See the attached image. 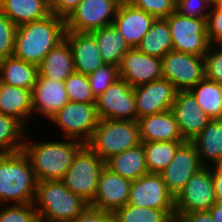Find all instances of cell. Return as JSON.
Wrapping results in <instances>:
<instances>
[{"instance_id":"6da1fadb","label":"cell","mask_w":222,"mask_h":222,"mask_svg":"<svg viewBox=\"0 0 222 222\" xmlns=\"http://www.w3.org/2000/svg\"><path fill=\"white\" fill-rule=\"evenodd\" d=\"M66 24L55 14L17 26L13 55L39 65L44 57L64 40Z\"/></svg>"},{"instance_id":"7a4b0ae2","label":"cell","mask_w":222,"mask_h":222,"mask_svg":"<svg viewBox=\"0 0 222 222\" xmlns=\"http://www.w3.org/2000/svg\"><path fill=\"white\" fill-rule=\"evenodd\" d=\"M27 137L26 135L22 150L27 155L38 181L61 180L71 166L74 156L85 145L76 139L32 143Z\"/></svg>"},{"instance_id":"3957f363","label":"cell","mask_w":222,"mask_h":222,"mask_svg":"<svg viewBox=\"0 0 222 222\" xmlns=\"http://www.w3.org/2000/svg\"><path fill=\"white\" fill-rule=\"evenodd\" d=\"M37 178L23 150L0 154V206L13 201L16 204H33Z\"/></svg>"},{"instance_id":"277c9868","label":"cell","mask_w":222,"mask_h":222,"mask_svg":"<svg viewBox=\"0 0 222 222\" xmlns=\"http://www.w3.org/2000/svg\"><path fill=\"white\" fill-rule=\"evenodd\" d=\"M33 204L43 222H71L88 205L69 191L61 180L38 181Z\"/></svg>"},{"instance_id":"5b68a950","label":"cell","mask_w":222,"mask_h":222,"mask_svg":"<svg viewBox=\"0 0 222 222\" xmlns=\"http://www.w3.org/2000/svg\"><path fill=\"white\" fill-rule=\"evenodd\" d=\"M138 121L99 119L86 145L104 161L140 144Z\"/></svg>"},{"instance_id":"8992f818","label":"cell","mask_w":222,"mask_h":222,"mask_svg":"<svg viewBox=\"0 0 222 222\" xmlns=\"http://www.w3.org/2000/svg\"><path fill=\"white\" fill-rule=\"evenodd\" d=\"M105 161L86 144L74 156L71 166L61 179L66 188L90 204Z\"/></svg>"},{"instance_id":"52a82bcc","label":"cell","mask_w":222,"mask_h":222,"mask_svg":"<svg viewBox=\"0 0 222 222\" xmlns=\"http://www.w3.org/2000/svg\"><path fill=\"white\" fill-rule=\"evenodd\" d=\"M166 19L174 51L205 56L210 47L207 18L182 16L175 11Z\"/></svg>"},{"instance_id":"ba28073f","label":"cell","mask_w":222,"mask_h":222,"mask_svg":"<svg viewBox=\"0 0 222 222\" xmlns=\"http://www.w3.org/2000/svg\"><path fill=\"white\" fill-rule=\"evenodd\" d=\"M50 120L63 130L66 135L63 137L67 140L76 139L86 144L97 127L99 117L96 104L68 101Z\"/></svg>"},{"instance_id":"9c48e42d","label":"cell","mask_w":222,"mask_h":222,"mask_svg":"<svg viewBox=\"0 0 222 222\" xmlns=\"http://www.w3.org/2000/svg\"><path fill=\"white\" fill-rule=\"evenodd\" d=\"M163 78L169 80L178 91H187L205 78L203 56L169 51L162 59Z\"/></svg>"},{"instance_id":"30bf717a","label":"cell","mask_w":222,"mask_h":222,"mask_svg":"<svg viewBox=\"0 0 222 222\" xmlns=\"http://www.w3.org/2000/svg\"><path fill=\"white\" fill-rule=\"evenodd\" d=\"M216 204L210 166H203L192 175L175 197V213L209 211Z\"/></svg>"},{"instance_id":"8fae6325","label":"cell","mask_w":222,"mask_h":222,"mask_svg":"<svg viewBox=\"0 0 222 222\" xmlns=\"http://www.w3.org/2000/svg\"><path fill=\"white\" fill-rule=\"evenodd\" d=\"M121 1L82 0L65 20L66 31L91 32L111 25Z\"/></svg>"},{"instance_id":"7c38bea8","label":"cell","mask_w":222,"mask_h":222,"mask_svg":"<svg viewBox=\"0 0 222 222\" xmlns=\"http://www.w3.org/2000/svg\"><path fill=\"white\" fill-rule=\"evenodd\" d=\"M96 110L99 119L137 121L133 87L126 80L119 78L96 99Z\"/></svg>"},{"instance_id":"4fadbf2b","label":"cell","mask_w":222,"mask_h":222,"mask_svg":"<svg viewBox=\"0 0 222 222\" xmlns=\"http://www.w3.org/2000/svg\"><path fill=\"white\" fill-rule=\"evenodd\" d=\"M128 203L137 207L175 210V198L161 174L156 173H147L132 181Z\"/></svg>"},{"instance_id":"5bb4252c","label":"cell","mask_w":222,"mask_h":222,"mask_svg":"<svg viewBox=\"0 0 222 222\" xmlns=\"http://www.w3.org/2000/svg\"><path fill=\"white\" fill-rule=\"evenodd\" d=\"M133 91L138 120L146 115L171 110L178 90L169 80L160 78L148 84L136 86Z\"/></svg>"},{"instance_id":"9a60e30c","label":"cell","mask_w":222,"mask_h":222,"mask_svg":"<svg viewBox=\"0 0 222 222\" xmlns=\"http://www.w3.org/2000/svg\"><path fill=\"white\" fill-rule=\"evenodd\" d=\"M202 167L195 145L185 141L178 147L172 162L160 174L175 198L192 175Z\"/></svg>"},{"instance_id":"2e32d148","label":"cell","mask_w":222,"mask_h":222,"mask_svg":"<svg viewBox=\"0 0 222 222\" xmlns=\"http://www.w3.org/2000/svg\"><path fill=\"white\" fill-rule=\"evenodd\" d=\"M120 78L133 88L163 78L161 58L150 56L137 48L129 49L119 65Z\"/></svg>"},{"instance_id":"e0dca14e","label":"cell","mask_w":222,"mask_h":222,"mask_svg":"<svg viewBox=\"0 0 222 222\" xmlns=\"http://www.w3.org/2000/svg\"><path fill=\"white\" fill-rule=\"evenodd\" d=\"M131 184V180L121 177L105 166L99 176L94 198L89 205L114 212L128 203Z\"/></svg>"},{"instance_id":"ac0fdd59","label":"cell","mask_w":222,"mask_h":222,"mask_svg":"<svg viewBox=\"0 0 222 222\" xmlns=\"http://www.w3.org/2000/svg\"><path fill=\"white\" fill-rule=\"evenodd\" d=\"M171 111L185 141H192L211 120L189 90L177 91Z\"/></svg>"},{"instance_id":"d6986e66","label":"cell","mask_w":222,"mask_h":222,"mask_svg":"<svg viewBox=\"0 0 222 222\" xmlns=\"http://www.w3.org/2000/svg\"><path fill=\"white\" fill-rule=\"evenodd\" d=\"M156 18L122 0L112 25L122 34L129 49L136 48Z\"/></svg>"},{"instance_id":"ffe728a7","label":"cell","mask_w":222,"mask_h":222,"mask_svg":"<svg viewBox=\"0 0 222 222\" xmlns=\"http://www.w3.org/2000/svg\"><path fill=\"white\" fill-rule=\"evenodd\" d=\"M68 101L65 83L63 81L37 76L35 85L32 89L33 113H40V115L49 120Z\"/></svg>"},{"instance_id":"44dd1931","label":"cell","mask_w":222,"mask_h":222,"mask_svg":"<svg viewBox=\"0 0 222 222\" xmlns=\"http://www.w3.org/2000/svg\"><path fill=\"white\" fill-rule=\"evenodd\" d=\"M64 39L72 50L76 72L88 76L104 64L96 40L90 32L66 31Z\"/></svg>"},{"instance_id":"7402d4cb","label":"cell","mask_w":222,"mask_h":222,"mask_svg":"<svg viewBox=\"0 0 222 222\" xmlns=\"http://www.w3.org/2000/svg\"><path fill=\"white\" fill-rule=\"evenodd\" d=\"M137 121L141 142L185 141L171 110L159 114L146 115Z\"/></svg>"},{"instance_id":"603a6c76","label":"cell","mask_w":222,"mask_h":222,"mask_svg":"<svg viewBox=\"0 0 222 222\" xmlns=\"http://www.w3.org/2000/svg\"><path fill=\"white\" fill-rule=\"evenodd\" d=\"M191 142L202 166L222 164V119L210 120Z\"/></svg>"},{"instance_id":"cb8c5ba5","label":"cell","mask_w":222,"mask_h":222,"mask_svg":"<svg viewBox=\"0 0 222 222\" xmlns=\"http://www.w3.org/2000/svg\"><path fill=\"white\" fill-rule=\"evenodd\" d=\"M74 62L69 43L64 39L38 65V76L65 81L73 72Z\"/></svg>"},{"instance_id":"d4e9b609","label":"cell","mask_w":222,"mask_h":222,"mask_svg":"<svg viewBox=\"0 0 222 222\" xmlns=\"http://www.w3.org/2000/svg\"><path fill=\"white\" fill-rule=\"evenodd\" d=\"M0 113L18 119L24 126L33 114L32 90L0 83Z\"/></svg>"},{"instance_id":"484cf974","label":"cell","mask_w":222,"mask_h":222,"mask_svg":"<svg viewBox=\"0 0 222 222\" xmlns=\"http://www.w3.org/2000/svg\"><path fill=\"white\" fill-rule=\"evenodd\" d=\"M0 11L16 26L51 14L49 0H0Z\"/></svg>"},{"instance_id":"4316f807","label":"cell","mask_w":222,"mask_h":222,"mask_svg":"<svg viewBox=\"0 0 222 222\" xmlns=\"http://www.w3.org/2000/svg\"><path fill=\"white\" fill-rule=\"evenodd\" d=\"M105 166L131 181L147 174L148 169L142 142L122 153L111 156L105 161Z\"/></svg>"},{"instance_id":"83f0119b","label":"cell","mask_w":222,"mask_h":222,"mask_svg":"<svg viewBox=\"0 0 222 222\" xmlns=\"http://www.w3.org/2000/svg\"><path fill=\"white\" fill-rule=\"evenodd\" d=\"M38 76V66L14 55L0 60V83L32 90Z\"/></svg>"},{"instance_id":"f1b7e54d","label":"cell","mask_w":222,"mask_h":222,"mask_svg":"<svg viewBox=\"0 0 222 222\" xmlns=\"http://www.w3.org/2000/svg\"><path fill=\"white\" fill-rule=\"evenodd\" d=\"M95 40L104 63L119 66L129 50L124 37L112 24L90 32Z\"/></svg>"},{"instance_id":"f546056e","label":"cell","mask_w":222,"mask_h":222,"mask_svg":"<svg viewBox=\"0 0 222 222\" xmlns=\"http://www.w3.org/2000/svg\"><path fill=\"white\" fill-rule=\"evenodd\" d=\"M136 48L143 53L161 59L169 51H172V39L167 19L156 18Z\"/></svg>"},{"instance_id":"4dcf8cb0","label":"cell","mask_w":222,"mask_h":222,"mask_svg":"<svg viewBox=\"0 0 222 222\" xmlns=\"http://www.w3.org/2000/svg\"><path fill=\"white\" fill-rule=\"evenodd\" d=\"M211 120L222 119V84L204 78L189 90Z\"/></svg>"},{"instance_id":"1f68e13d","label":"cell","mask_w":222,"mask_h":222,"mask_svg":"<svg viewBox=\"0 0 222 222\" xmlns=\"http://www.w3.org/2000/svg\"><path fill=\"white\" fill-rule=\"evenodd\" d=\"M185 141L142 142L148 173L160 174L173 160L178 147Z\"/></svg>"},{"instance_id":"d6a6232c","label":"cell","mask_w":222,"mask_h":222,"mask_svg":"<svg viewBox=\"0 0 222 222\" xmlns=\"http://www.w3.org/2000/svg\"><path fill=\"white\" fill-rule=\"evenodd\" d=\"M113 213L116 222H171L175 218V210L137 207L129 203Z\"/></svg>"},{"instance_id":"836d02e7","label":"cell","mask_w":222,"mask_h":222,"mask_svg":"<svg viewBox=\"0 0 222 222\" xmlns=\"http://www.w3.org/2000/svg\"><path fill=\"white\" fill-rule=\"evenodd\" d=\"M25 129L18 119L0 113V154L21 151L26 138Z\"/></svg>"},{"instance_id":"e575fe53","label":"cell","mask_w":222,"mask_h":222,"mask_svg":"<svg viewBox=\"0 0 222 222\" xmlns=\"http://www.w3.org/2000/svg\"><path fill=\"white\" fill-rule=\"evenodd\" d=\"M64 83L69 101L96 104L87 75L74 71Z\"/></svg>"},{"instance_id":"d590c367","label":"cell","mask_w":222,"mask_h":222,"mask_svg":"<svg viewBox=\"0 0 222 222\" xmlns=\"http://www.w3.org/2000/svg\"><path fill=\"white\" fill-rule=\"evenodd\" d=\"M120 78L119 66L104 63L95 72L88 75L93 95L97 99L112 83Z\"/></svg>"},{"instance_id":"8d00e7d4","label":"cell","mask_w":222,"mask_h":222,"mask_svg":"<svg viewBox=\"0 0 222 222\" xmlns=\"http://www.w3.org/2000/svg\"><path fill=\"white\" fill-rule=\"evenodd\" d=\"M34 204H13L0 209V222H38Z\"/></svg>"},{"instance_id":"74e56055","label":"cell","mask_w":222,"mask_h":222,"mask_svg":"<svg viewBox=\"0 0 222 222\" xmlns=\"http://www.w3.org/2000/svg\"><path fill=\"white\" fill-rule=\"evenodd\" d=\"M155 18H167L175 12L176 0H125Z\"/></svg>"},{"instance_id":"f35d334b","label":"cell","mask_w":222,"mask_h":222,"mask_svg":"<svg viewBox=\"0 0 222 222\" xmlns=\"http://www.w3.org/2000/svg\"><path fill=\"white\" fill-rule=\"evenodd\" d=\"M17 26L0 11V60L14 53Z\"/></svg>"},{"instance_id":"ab89813d","label":"cell","mask_w":222,"mask_h":222,"mask_svg":"<svg viewBox=\"0 0 222 222\" xmlns=\"http://www.w3.org/2000/svg\"><path fill=\"white\" fill-rule=\"evenodd\" d=\"M205 78L222 84V50L217 45H210L204 56Z\"/></svg>"},{"instance_id":"60d3db41","label":"cell","mask_w":222,"mask_h":222,"mask_svg":"<svg viewBox=\"0 0 222 222\" xmlns=\"http://www.w3.org/2000/svg\"><path fill=\"white\" fill-rule=\"evenodd\" d=\"M212 2L209 0H176L175 11L182 16L207 18ZM207 11H203L205 9Z\"/></svg>"},{"instance_id":"b9f144b4","label":"cell","mask_w":222,"mask_h":222,"mask_svg":"<svg viewBox=\"0 0 222 222\" xmlns=\"http://www.w3.org/2000/svg\"><path fill=\"white\" fill-rule=\"evenodd\" d=\"M207 17V35L210 45H216L222 41V6L212 3Z\"/></svg>"},{"instance_id":"7bdbcfd3","label":"cell","mask_w":222,"mask_h":222,"mask_svg":"<svg viewBox=\"0 0 222 222\" xmlns=\"http://www.w3.org/2000/svg\"><path fill=\"white\" fill-rule=\"evenodd\" d=\"M71 222H116V218L112 211L98 209L88 204Z\"/></svg>"},{"instance_id":"ee69618b","label":"cell","mask_w":222,"mask_h":222,"mask_svg":"<svg viewBox=\"0 0 222 222\" xmlns=\"http://www.w3.org/2000/svg\"><path fill=\"white\" fill-rule=\"evenodd\" d=\"M50 11L66 20L82 0H49Z\"/></svg>"},{"instance_id":"f6af8a7d","label":"cell","mask_w":222,"mask_h":222,"mask_svg":"<svg viewBox=\"0 0 222 222\" xmlns=\"http://www.w3.org/2000/svg\"><path fill=\"white\" fill-rule=\"evenodd\" d=\"M179 222H214L209 211H194L188 213H175Z\"/></svg>"},{"instance_id":"bcb514c9","label":"cell","mask_w":222,"mask_h":222,"mask_svg":"<svg viewBox=\"0 0 222 222\" xmlns=\"http://www.w3.org/2000/svg\"><path fill=\"white\" fill-rule=\"evenodd\" d=\"M211 176L214 183L216 202L222 203V164L214 165V168H211Z\"/></svg>"},{"instance_id":"7dc6e473","label":"cell","mask_w":222,"mask_h":222,"mask_svg":"<svg viewBox=\"0 0 222 222\" xmlns=\"http://www.w3.org/2000/svg\"><path fill=\"white\" fill-rule=\"evenodd\" d=\"M209 212L212 215L214 222H222V203L216 202Z\"/></svg>"},{"instance_id":"c3c4849f","label":"cell","mask_w":222,"mask_h":222,"mask_svg":"<svg viewBox=\"0 0 222 222\" xmlns=\"http://www.w3.org/2000/svg\"><path fill=\"white\" fill-rule=\"evenodd\" d=\"M217 47H219V48L222 50V41H220V42L217 44Z\"/></svg>"},{"instance_id":"681fc988","label":"cell","mask_w":222,"mask_h":222,"mask_svg":"<svg viewBox=\"0 0 222 222\" xmlns=\"http://www.w3.org/2000/svg\"><path fill=\"white\" fill-rule=\"evenodd\" d=\"M211 1L212 3H218L220 0H209Z\"/></svg>"},{"instance_id":"f907efd6","label":"cell","mask_w":222,"mask_h":222,"mask_svg":"<svg viewBox=\"0 0 222 222\" xmlns=\"http://www.w3.org/2000/svg\"><path fill=\"white\" fill-rule=\"evenodd\" d=\"M171 222H179L176 218H174Z\"/></svg>"},{"instance_id":"816d5d0a","label":"cell","mask_w":222,"mask_h":222,"mask_svg":"<svg viewBox=\"0 0 222 222\" xmlns=\"http://www.w3.org/2000/svg\"><path fill=\"white\" fill-rule=\"evenodd\" d=\"M218 4H220V5L222 6V0H220V1L218 2Z\"/></svg>"}]
</instances>
